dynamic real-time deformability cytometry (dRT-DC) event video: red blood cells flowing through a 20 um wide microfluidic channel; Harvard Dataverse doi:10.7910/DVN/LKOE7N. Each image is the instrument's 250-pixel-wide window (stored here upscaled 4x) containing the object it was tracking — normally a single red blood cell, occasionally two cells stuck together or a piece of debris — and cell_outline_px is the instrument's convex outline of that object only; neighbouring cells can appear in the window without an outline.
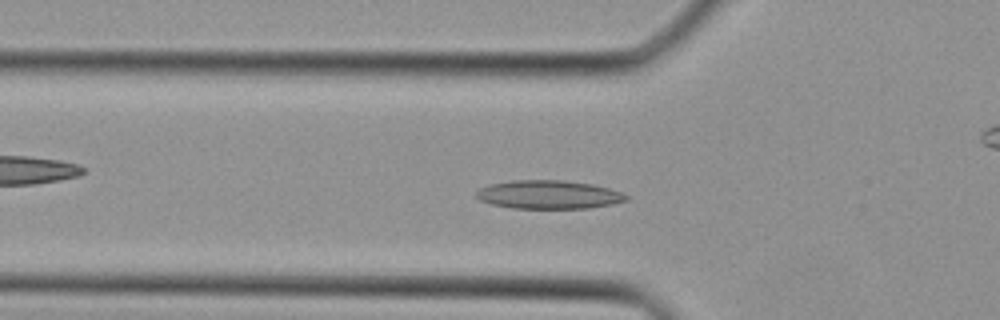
{"species": "Egyptian fruit bat (a non-hibernating species)", "species_latin": "Rousettus aegyptiacus", "temperature_condition": "cold", "stored_images_in_passage": 35, "camera_frame_rate_fps": 3000, "um_per_image_px": 0.085, "animal": {"sex": "female"}, "frame": {"image": 1, "passage_image": 8, "time_ms": 2.333, "image_size_px": [1000, 320], "cell_outline_px": [[628, 200], [612, 204], [588, 208], [512, 208], [492, 204], [480, 200], [476, 196], [476, 192], [480, 188], [492, 184], [512, 180], [564, 180], [592, 184], [608, 188], [620, 192], [628, 196]], "centroid_in_image_um": [46.64, 16.54], "position_along_channel_um": 79.2, "area_um2": 24.74}}
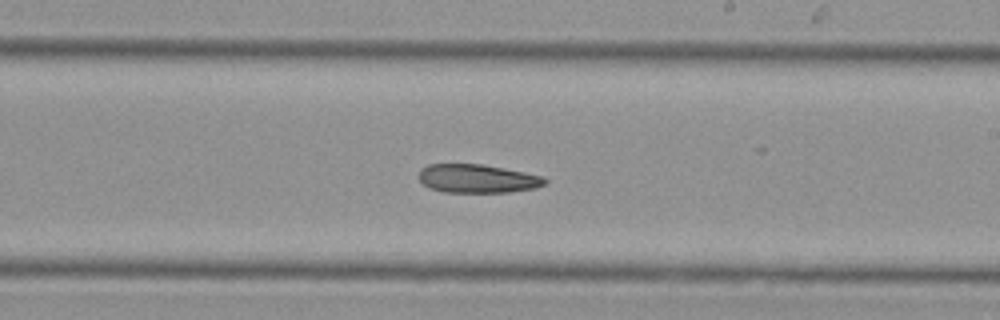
{"frame": {"image": 2, "passage_image": 18, "time_ms": 5.667, "image_size_px": [1000, 320], "cell_outline_px": [[548, 180], [544, 184], [536, 188], [508, 192], [444, 192], [428, 188], [420, 180], [420, 168], [428, 164], [480, 164], [504, 168], [544, 176]], "centroid_in_image_um": [40.58, 15.18], "position_along_channel_um": 248.4, "area_um2": 20.98}}
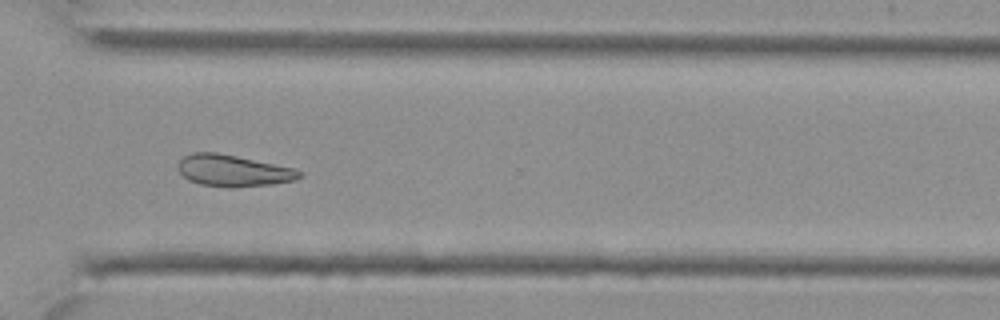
{"frame": {"image": 3, "passage_image": 24, "time_ms": 7.667, "image_size_px": [1000, 320], "cell_outline_px": [[304, 172], [296, 180], [272, 184], [232, 188], [228, 188], [200, 184], [188, 180], [180, 172], [176, 164], [184, 156], [192, 152], [216, 152], [236, 156], [292, 168]], "centroid_in_image_um": [19.78, 14.51], "position_along_channel_um": 350.8, "area_um2": 22.31}}